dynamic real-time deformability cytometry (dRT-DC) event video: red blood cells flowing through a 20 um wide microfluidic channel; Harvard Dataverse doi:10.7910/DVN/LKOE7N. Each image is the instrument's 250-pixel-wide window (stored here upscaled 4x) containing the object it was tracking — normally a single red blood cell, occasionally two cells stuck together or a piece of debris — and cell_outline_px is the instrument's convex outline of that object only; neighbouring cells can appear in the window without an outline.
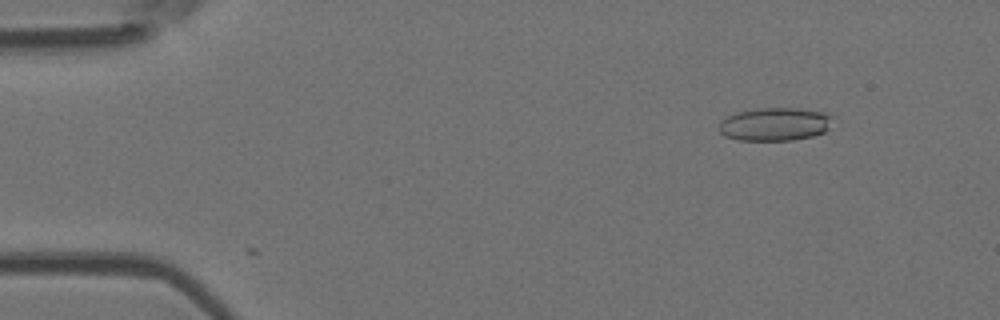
{"species": "Egyptian fruit bat (a non-hibernating species)", "species_latin": "Rousettus aegyptiacus", "temperature_condition": "room temperature", "stored_images_in_passage": 6, "camera_frame_rate_fps": 3000, "um_per_image_px": 0.085, "animal": {"sex": "female"}, "frame": {"image": 1, "passage_image": 6, "time_ms": 1.667, "image_size_px": [1000, 320], "cell_outline_px": [[832, 116], [828, 128], [824, 132], [812, 136], [792, 140], [736, 140], [724, 136], [720, 132], [720, 120], [736, 112], [764, 108], [792, 108], [824, 112]], "centroid_in_image_um": [65.83, 10.56], "position_along_channel_um": 19.2, "area_um2": 21.79}}